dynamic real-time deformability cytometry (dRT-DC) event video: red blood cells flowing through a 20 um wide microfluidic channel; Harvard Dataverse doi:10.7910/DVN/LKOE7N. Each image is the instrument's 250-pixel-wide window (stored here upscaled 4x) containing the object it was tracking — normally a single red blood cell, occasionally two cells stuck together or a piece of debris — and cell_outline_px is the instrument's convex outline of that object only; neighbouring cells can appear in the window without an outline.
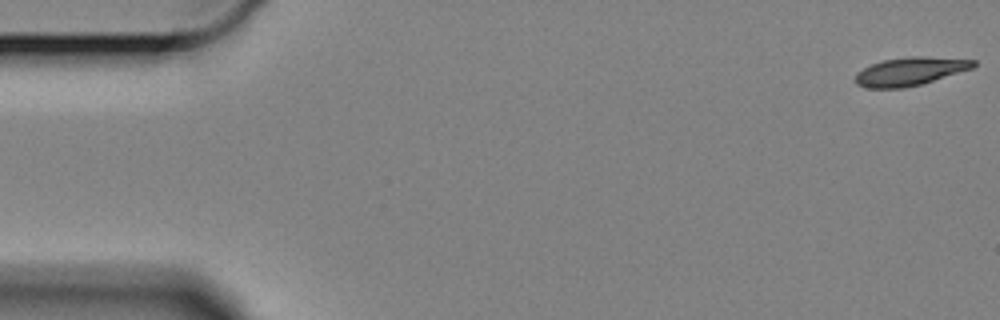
{"species": "Egyptian fruit bat (a non-hibernating species)", "species_latin": "Rousettus aegyptiacus", "temperature_condition": "cold", "stored_images_in_passage": 13, "camera_frame_rate_fps": 3000, "um_per_image_px": 0.085, "animal": {"sex": "female"}, "frame": {"image": 1, "passage_image": 1, "time_ms": 0.0, "image_size_px": [1000, 320], "cell_outline_px": [[976, 64], [972, 68], [920, 84], [904, 88], [868, 88], [856, 84], [856, 72], [872, 64], [884, 60], [912, 56], [924, 56], [976, 60]], "centroid_in_image_um": [77.34, 6.06], "position_along_channel_um": 7.7, "area_um2": 19.13}}